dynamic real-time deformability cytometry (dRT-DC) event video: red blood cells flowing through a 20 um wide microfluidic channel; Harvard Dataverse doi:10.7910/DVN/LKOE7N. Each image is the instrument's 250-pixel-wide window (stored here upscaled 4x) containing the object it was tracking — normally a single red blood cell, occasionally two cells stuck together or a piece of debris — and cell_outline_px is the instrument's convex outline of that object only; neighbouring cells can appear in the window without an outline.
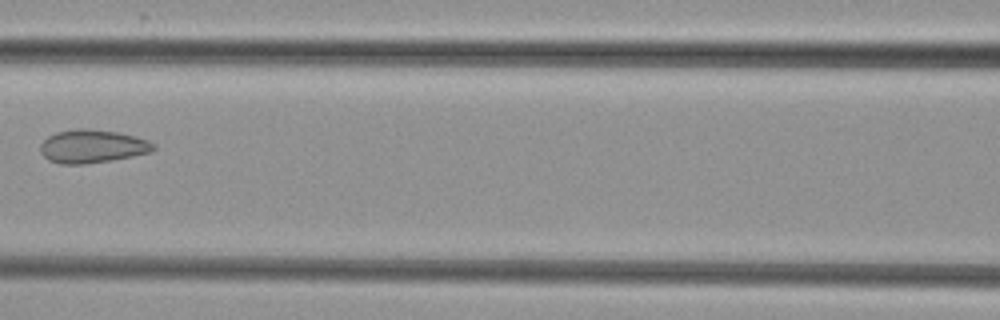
{"species": "common noctule bat (a hibernating species)", "species_latin": "Nyctalus noctula", "temperature_condition": "cold", "stored_images_in_passage": 6, "camera_frame_rate_fps": 3000, "um_per_image_px": 0.085, "animal": {"sex": "female", "body_mass_g": 29.2, "forearm_length_mm": 56.3}, "frame": {"image": 1, "passage_image": 5, "time_ms": 5.0, "image_size_px": [1000, 320], "cell_outline_px": [[156, 148], [152, 152], [112, 160], [84, 164], [60, 164], [48, 160], [40, 152], [40, 144], [48, 136], [56, 132], [80, 128], [88, 128], [116, 132], [136, 136], [148, 140], [156, 144]], "centroid_in_image_um": [7.86, 12.44], "position_along_channel_um": 158.7, "area_um2": 22.08}}
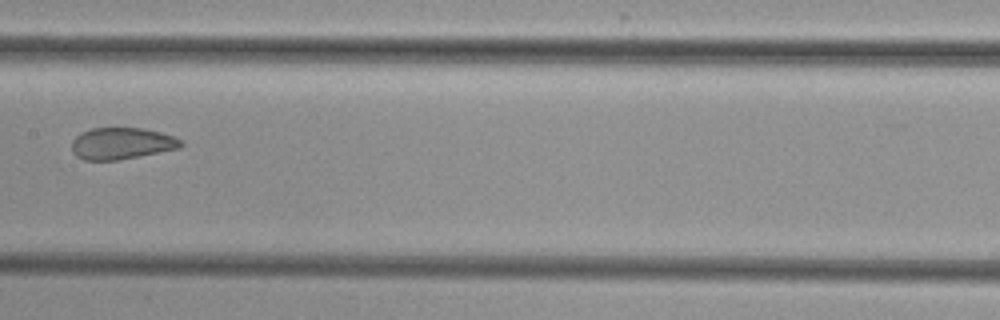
{"frame": {"image": 2, "passage_image": 6, "time_ms": 6.0, "image_size_px": [1000, 320], "cell_outline_px": [[184, 144], [180, 148], [140, 156], [116, 160], [84, 160], [76, 156], [72, 152], [72, 140], [80, 132], [92, 128], [144, 128], [160, 132], [184, 140]], "centroid_in_image_um": [10.34, 12.19], "position_along_channel_um": 197.1, "area_um2": 20.29}}